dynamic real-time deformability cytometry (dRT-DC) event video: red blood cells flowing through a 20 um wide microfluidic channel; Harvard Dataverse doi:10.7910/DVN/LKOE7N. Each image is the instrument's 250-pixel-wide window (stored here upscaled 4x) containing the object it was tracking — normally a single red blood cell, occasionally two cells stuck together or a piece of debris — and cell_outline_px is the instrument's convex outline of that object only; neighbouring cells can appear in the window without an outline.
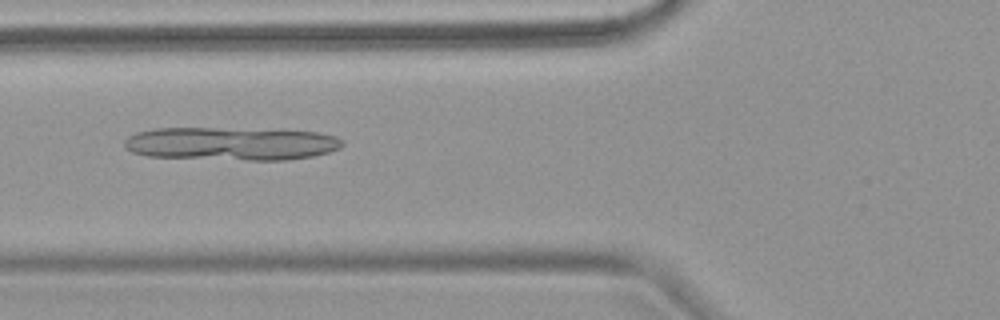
{"species": "common noctule bat (a hibernating species)", "species_latin": "Nyctalus noctula", "temperature_condition": "warm", "stored_images_in_passage": 6, "camera_frame_rate_fps": 3000, "um_per_image_px": 0.085, "animal": {"sex": "female", "body_mass_g": 18.4}, "frame": {"image": 1, "passage_image": 6, "time_ms": 6.0, "image_size_px": [1000, 320], "cell_outline_px": [[344, 144], [340, 148], [328, 152], [312, 156], [288, 160], [248, 160], [148, 156], [132, 152], [124, 148], [124, 140], [128, 136], [136, 132], [156, 128], [216, 128], [316, 132], [336, 136], [344, 140]], "centroid_in_image_um": [19.62, 12.21], "position_along_channel_um": 106.2, "area_um2": 42.02}}